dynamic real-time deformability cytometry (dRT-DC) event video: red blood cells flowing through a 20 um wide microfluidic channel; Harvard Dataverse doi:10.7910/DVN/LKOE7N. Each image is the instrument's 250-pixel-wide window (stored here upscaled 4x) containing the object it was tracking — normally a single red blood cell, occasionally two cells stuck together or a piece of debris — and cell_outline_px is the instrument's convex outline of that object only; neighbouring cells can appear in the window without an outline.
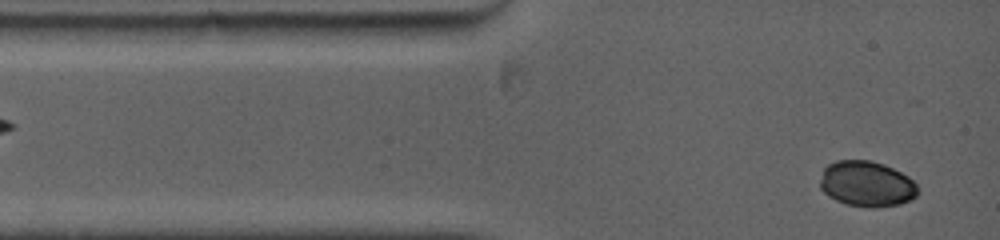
{"species": "common noctule bat (a hibernating species)", "species_latin": "Nyctalus noctula", "temperature_condition": "warm", "stored_images_in_passage": 34, "camera_frame_rate_fps": 5000, "um_per_image_px": 0.085, "animal": {"sex": "female", "body_mass_g": 19.0, "forearm_length_mm": 53.3}, "frame": {"image": 1, "passage_image": 1, "time_ms": 0.0, "image_size_px": [1000, 240], "cell_outline_px": [[920, 192], [916, 196], [900, 204], [876, 208], [848, 204], [836, 200], [828, 196], [820, 188], [820, 180], [824, 168], [828, 164], [836, 160], [872, 160], [884, 164], [908, 176], [920, 188]], "centroid_in_image_um": [73.68, 15.62], "position_along_channel_um": 11.3, "area_um2": 26.07}}
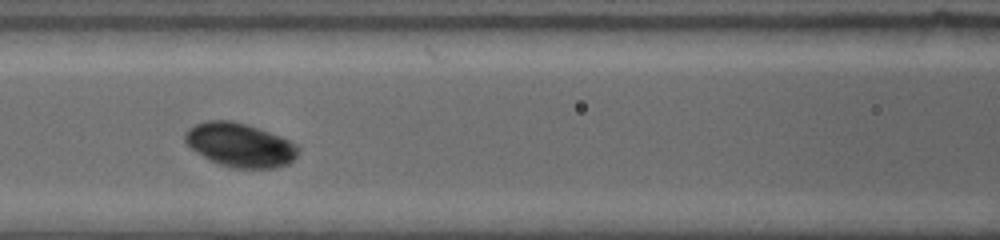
{"frame": {"image": 2, "passage_image": 19, "time_ms": 4.4, "image_size_px": [1000, 240], "cell_outline_px": [[300, 152], [288, 164], [276, 168], [232, 168], [208, 160], [196, 152], [184, 140], [184, 132], [188, 128], [204, 120], [232, 120], [248, 124], [280, 136], [296, 144], [300, 148]], "centroid_in_image_um": [20.39, 12.32], "position_along_channel_um": 146.2, "area_um2": 29.19}}
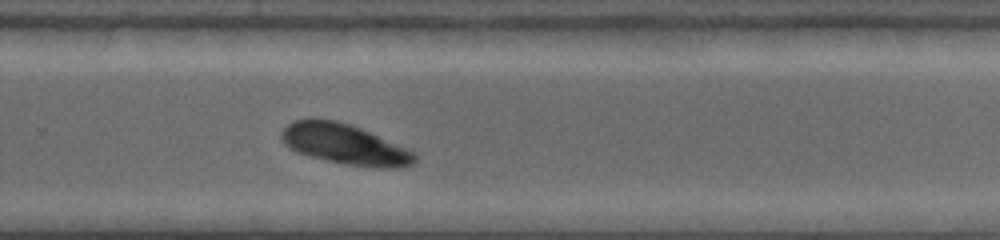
{"frame": {"image": 3, "passage_image": 33, "time_ms": 8.4, "image_size_px": [1000, 240], "cell_outline_px": [[416, 160], [412, 164], [404, 168], [372, 168], [348, 164], [328, 160], [296, 152], [288, 148], [284, 144], [280, 136], [280, 132], [288, 124], [296, 120], [336, 120], [360, 128], [416, 152]], "centroid_in_image_um": [29.33, 12.29], "position_along_channel_um": 300.5, "area_um2": 31.04}}